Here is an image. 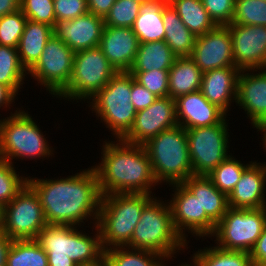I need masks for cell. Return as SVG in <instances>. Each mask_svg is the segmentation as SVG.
Wrapping results in <instances>:
<instances>
[{
	"mask_svg": "<svg viewBox=\"0 0 266 266\" xmlns=\"http://www.w3.org/2000/svg\"><path fill=\"white\" fill-rule=\"evenodd\" d=\"M27 183L40 199L47 224L75 226L94 212L98 219L102 195L93 168L65 179L30 178Z\"/></svg>",
	"mask_w": 266,
	"mask_h": 266,
	"instance_id": "1",
	"label": "cell"
},
{
	"mask_svg": "<svg viewBox=\"0 0 266 266\" xmlns=\"http://www.w3.org/2000/svg\"><path fill=\"white\" fill-rule=\"evenodd\" d=\"M119 141L117 144L106 142L101 165L93 167L101 195L151 194V186L158 182L144 146Z\"/></svg>",
	"mask_w": 266,
	"mask_h": 266,
	"instance_id": "2",
	"label": "cell"
},
{
	"mask_svg": "<svg viewBox=\"0 0 266 266\" xmlns=\"http://www.w3.org/2000/svg\"><path fill=\"white\" fill-rule=\"evenodd\" d=\"M94 238L74 226L47 224L36 241L48 256V266H95L104 261L100 232Z\"/></svg>",
	"mask_w": 266,
	"mask_h": 266,
	"instance_id": "3",
	"label": "cell"
},
{
	"mask_svg": "<svg viewBox=\"0 0 266 266\" xmlns=\"http://www.w3.org/2000/svg\"><path fill=\"white\" fill-rule=\"evenodd\" d=\"M150 195L114 193L101 197L95 225L104 251L106 246H126L131 241L143 208L152 200Z\"/></svg>",
	"mask_w": 266,
	"mask_h": 266,
	"instance_id": "4",
	"label": "cell"
},
{
	"mask_svg": "<svg viewBox=\"0 0 266 266\" xmlns=\"http://www.w3.org/2000/svg\"><path fill=\"white\" fill-rule=\"evenodd\" d=\"M157 182L182 183L193 175L186 129H166L143 144Z\"/></svg>",
	"mask_w": 266,
	"mask_h": 266,
	"instance_id": "5",
	"label": "cell"
},
{
	"mask_svg": "<svg viewBox=\"0 0 266 266\" xmlns=\"http://www.w3.org/2000/svg\"><path fill=\"white\" fill-rule=\"evenodd\" d=\"M163 205L153 198L143 208L131 241L126 245L128 248L153 251L169 258L175 249L186 245V240L175 230L170 205Z\"/></svg>",
	"mask_w": 266,
	"mask_h": 266,
	"instance_id": "6",
	"label": "cell"
},
{
	"mask_svg": "<svg viewBox=\"0 0 266 266\" xmlns=\"http://www.w3.org/2000/svg\"><path fill=\"white\" fill-rule=\"evenodd\" d=\"M92 98V109L122 139L133 126L137 113L131 103V74L117 72Z\"/></svg>",
	"mask_w": 266,
	"mask_h": 266,
	"instance_id": "7",
	"label": "cell"
},
{
	"mask_svg": "<svg viewBox=\"0 0 266 266\" xmlns=\"http://www.w3.org/2000/svg\"><path fill=\"white\" fill-rule=\"evenodd\" d=\"M117 72L99 46L75 52L71 79L58 96L76 100L90 99Z\"/></svg>",
	"mask_w": 266,
	"mask_h": 266,
	"instance_id": "8",
	"label": "cell"
},
{
	"mask_svg": "<svg viewBox=\"0 0 266 266\" xmlns=\"http://www.w3.org/2000/svg\"><path fill=\"white\" fill-rule=\"evenodd\" d=\"M29 114L17 112L0 121V159L46 157L51 150Z\"/></svg>",
	"mask_w": 266,
	"mask_h": 266,
	"instance_id": "9",
	"label": "cell"
},
{
	"mask_svg": "<svg viewBox=\"0 0 266 266\" xmlns=\"http://www.w3.org/2000/svg\"><path fill=\"white\" fill-rule=\"evenodd\" d=\"M266 226V207L259 209H227L216 224L218 247L250 253Z\"/></svg>",
	"mask_w": 266,
	"mask_h": 266,
	"instance_id": "10",
	"label": "cell"
},
{
	"mask_svg": "<svg viewBox=\"0 0 266 266\" xmlns=\"http://www.w3.org/2000/svg\"><path fill=\"white\" fill-rule=\"evenodd\" d=\"M47 225L36 191L26 183L3 208L1 232L12 240H36Z\"/></svg>",
	"mask_w": 266,
	"mask_h": 266,
	"instance_id": "11",
	"label": "cell"
},
{
	"mask_svg": "<svg viewBox=\"0 0 266 266\" xmlns=\"http://www.w3.org/2000/svg\"><path fill=\"white\" fill-rule=\"evenodd\" d=\"M186 134L193 175L208 176L230 156L225 118L216 125L186 129Z\"/></svg>",
	"mask_w": 266,
	"mask_h": 266,
	"instance_id": "12",
	"label": "cell"
},
{
	"mask_svg": "<svg viewBox=\"0 0 266 266\" xmlns=\"http://www.w3.org/2000/svg\"><path fill=\"white\" fill-rule=\"evenodd\" d=\"M75 52L54 34L47 41L39 60L28 71L53 95H58L69 83Z\"/></svg>",
	"mask_w": 266,
	"mask_h": 266,
	"instance_id": "13",
	"label": "cell"
},
{
	"mask_svg": "<svg viewBox=\"0 0 266 266\" xmlns=\"http://www.w3.org/2000/svg\"><path fill=\"white\" fill-rule=\"evenodd\" d=\"M177 125L175 99L170 96L158 97L152 105L137 111L133 126L122 140L143 145L152 137Z\"/></svg>",
	"mask_w": 266,
	"mask_h": 266,
	"instance_id": "14",
	"label": "cell"
},
{
	"mask_svg": "<svg viewBox=\"0 0 266 266\" xmlns=\"http://www.w3.org/2000/svg\"><path fill=\"white\" fill-rule=\"evenodd\" d=\"M235 67L246 70L266 68V26L228 24Z\"/></svg>",
	"mask_w": 266,
	"mask_h": 266,
	"instance_id": "15",
	"label": "cell"
},
{
	"mask_svg": "<svg viewBox=\"0 0 266 266\" xmlns=\"http://www.w3.org/2000/svg\"><path fill=\"white\" fill-rule=\"evenodd\" d=\"M173 186H176V191L169 205L173 224L178 234L185 240L182 229L185 230L186 227L197 236L212 235L216 224L202 209L199 198L195 197L182 183H175Z\"/></svg>",
	"mask_w": 266,
	"mask_h": 266,
	"instance_id": "16",
	"label": "cell"
},
{
	"mask_svg": "<svg viewBox=\"0 0 266 266\" xmlns=\"http://www.w3.org/2000/svg\"><path fill=\"white\" fill-rule=\"evenodd\" d=\"M190 58L203 73L217 68L235 67L229 28L217 25L213 30L198 36Z\"/></svg>",
	"mask_w": 266,
	"mask_h": 266,
	"instance_id": "17",
	"label": "cell"
},
{
	"mask_svg": "<svg viewBox=\"0 0 266 266\" xmlns=\"http://www.w3.org/2000/svg\"><path fill=\"white\" fill-rule=\"evenodd\" d=\"M104 26V18L88 12L72 20H58L53 33L78 52L99 46Z\"/></svg>",
	"mask_w": 266,
	"mask_h": 266,
	"instance_id": "18",
	"label": "cell"
},
{
	"mask_svg": "<svg viewBox=\"0 0 266 266\" xmlns=\"http://www.w3.org/2000/svg\"><path fill=\"white\" fill-rule=\"evenodd\" d=\"M140 42L130 27L104 26L99 47L118 72H129Z\"/></svg>",
	"mask_w": 266,
	"mask_h": 266,
	"instance_id": "19",
	"label": "cell"
},
{
	"mask_svg": "<svg viewBox=\"0 0 266 266\" xmlns=\"http://www.w3.org/2000/svg\"><path fill=\"white\" fill-rule=\"evenodd\" d=\"M175 108L177 123L185 129L216 125L226 118V114L210 103L200 90L177 97Z\"/></svg>",
	"mask_w": 266,
	"mask_h": 266,
	"instance_id": "20",
	"label": "cell"
},
{
	"mask_svg": "<svg viewBox=\"0 0 266 266\" xmlns=\"http://www.w3.org/2000/svg\"><path fill=\"white\" fill-rule=\"evenodd\" d=\"M266 182V165L251 162L243 171L234 190L228 196L231 208L259 209L266 207L264 187Z\"/></svg>",
	"mask_w": 266,
	"mask_h": 266,
	"instance_id": "21",
	"label": "cell"
},
{
	"mask_svg": "<svg viewBox=\"0 0 266 266\" xmlns=\"http://www.w3.org/2000/svg\"><path fill=\"white\" fill-rule=\"evenodd\" d=\"M236 103L247 111L253 126L266 121V70L251 75L240 70Z\"/></svg>",
	"mask_w": 266,
	"mask_h": 266,
	"instance_id": "22",
	"label": "cell"
},
{
	"mask_svg": "<svg viewBox=\"0 0 266 266\" xmlns=\"http://www.w3.org/2000/svg\"><path fill=\"white\" fill-rule=\"evenodd\" d=\"M239 72L237 67H224L204 72L202 75L200 91L210 103L225 114L232 96L236 101Z\"/></svg>",
	"mask_w": 266,
	"mask_h": 266,
	"instance_id": "23",
	"label": "cell"
},
{
	"mask_svg": "<svg viewBox=\"0 0 266 266\" xmlns=\"http://www.w3.org/2000/svg\"><path fill=\"white\" fill-rule=\"evenodd\" d=\"M182 184L199 198L206 215L217 224L229 208L228 196L220 192L206 175H192Z\"/></svg>",
	"mask_w": 266,
	"mask_h": 266,
	"instance_id": "24",
	"label": "cell"
},
{
	"mask_svg": "<svg viewBox=\"0 0 266 266\" xmlns=\"http://www.w3.org/2000/svg\"><path fill=\"white\" fill-rule=\"evenodd\" d=\"M53 34L52 26L27 20L17 46L20 62L27 71L39 60L47 41Z\"/></svg>",
	"mask_w": 266,
	"mask_h": 266,
	"instance_id": "25",
	"label": "cell"
},
{
	"mask_svg": "<svg viewBox=\"0 0 266 266\" xmlns=\"http://www.w3.org/2000/svg\"><path fill=\"white\" fill-rule=\"evenodd\" d=\"M162 19L165 43L177 57H190L197 37L185 26L169 3L163 8Z\"/></svg>",
	"mask_w": 266,
	"mask_h": 266,
	"instance_id": "26",
	"label": "cell"
},
{
	"mask_svg": "<svg viewBox=\"0 0 266 266\" xmlns=\"http://www.w3.org/2000/svg\"><path fill=\"white\" fill-rule=\"evenodd\" d=\"M167 0L141 3L140 12L132 26L140 43L164 40L163 8Z\"/></svg>",
	"mask_w": 266,
	"mask_h": 266,
	"instance_id": "27",
	"label": "cell"
},
{
	"mask_svg": "<svg viewBox=\"0 0 266 266\" xmlns=\"http://www.w3.org/2000/svg\"><path fill=\"white\" fill-rule=\"evenodd\" d=\"M203 72L190 57H177L169 69L168 96H179L199 91Z\"/></svg>",
	"mask_w": 266,
	"mask_h": 266,
	"instance_id": "28",
	"label": "cell"
},
{
	"mask_svg": "<svg viewBox=\"0 0 266 266\" xmlns=\"http://www.w3.org/2000/svg\"><path fill=\"white\" fill-rule=\"evenodd\" d=\"M177 56L162 41L140 43L134 63L129 72H146L150 70H169Z\"/></svg>",
	"mask_w": 266,
	"mask_h": 266,
	"instance_id": "29",
	"label": "cell"
},
{
	"mask_svg": "<svg viewBox=\"0 0 266 266\" xmlns=\"http://www.w3.org/2000/svg\"><path fill=\"white\" fill-rule=\"evenodd\" d=\"M168 3L196 37L213 30L217 26L208 15L202 0H169Z\"/></svg>",
	"mask_w": 266,
	"mask_h": 266,
	"instance_id": "30",
	"label": "cell"
},
{
	"mask_svg": "<svg viewBox=\"0 0 266 266\" xmlns=\"http://www.w3.org/2000/svg\"><path fill=\"white\" fill-rule=\"evenodd\" d=\"M6 266H48V256L36 240H13Z\"/></svg>",
	"mask_w": 266,
	"mask_h": 266,
	"instance_id": "31",
	"label": "cell"
},
{
	"mask_svg": "<svg viewBox=\"0 0 266 266\" xmlns=\"http://www.w3.org/2000/svg\"><path fill=\"white\" fill-rule=\"evenodd\" d=\"M193 259L196 266H254L250 253L217 246L198 251Z\"/></svg>",
	"mask_w": 266,
	"mask_h": 266,
	"instance_id": "32",
	"label": "cell"
},
{
	"mask_svg": "<svg viewBox=\"0 0 266 266\" xmlns=\"http://www.w3.org/2000/svg\"><path fill=\"white\" fill-rule=\"evenodd\" d=\"M124 249L125 246L109 247V249L104 251V261L109 266H164L160 261H156L155 258H160L159 260H161V258L165 257L156 252L133 248L131 249L132 251H125Z\"/></svg>",
	"mask_w": 266,
	"mask_h": 266,
	"instance_id": "33",
	"label": "cell"
},
{
	"mask_svg": "<svg viewBox=\"0 0 266 266\" xmlns=\"http://www.w3.org/2000/svg\"><path fill=\"white\" fill-rule=\"evenodd\" d=\"M27 70L20 62L17 48L0 45V83L8 86L15 94L23 84Z\"/></svg>",
	"mask_w": 266,
	"mask_h": 266,
	"instance_id": "34",
	"label": "cell"
},
{
	"mask_svg": "<svg viewBox=\"0 0 266 266\" xmlns=\"http://www.w3.org/2000/svg\"><path fill=\"white\" fill-rule=\"evenodd\" d=\"M243 165L238 160L229 156L222 161L209 175L208 177L213 181L214 186L227 196L234 190L237 182L243 171L249 166Z\"/></svg>",
	"mask_w": 266,
	"mask_h": 266,
	"instance_id": "35",
	"label": "cell"
},
{
	"mask_svg": "<svg viewBox=\"0 0 266 266\" xmlns=\"http://www.w3.org/2000/svg\"><path fill=\"white\" fill-rule=\"evenodd\" d=\"M231 24L266 26V0H235Z\"/></svg>",
	"mask_w": 266,
	"mask_h": 266,
	"instance_id": "36",
	"label": "cell"
},
{
	"mask_svg": "<svg viewBox=\"0 0 266 266\" xmlns=\"http://www.w3.org/2000/svg\"><path fill=\"white\" fill-rule=\"evenodd\" d=\"M140 6L141 3L135 0H116L104 18L105 26L132 28Z\"/></svg>",
	"mask_w": 266,
	"mask_h": 266,
	"instance_id": "37",
	"label": "cell"
},
{
	"mask_svg": "<svg viewBox=\"0 0 266 266\" xmlns=\"http://www.w3.org/2000/svg\"><path fill=\"white\" fill-rule=\"evenodd\" d=\"M27 17L19 9L0 17V45L17 48L24 32Z\"/></svg>",
	"mask_w": 266,
	"mask_h": 266,
	"instance_id": "38",
	"label": "cell"
},
{
	"mask_svg": "<svg viewBox=\"0 0 266 266\" xmlns=\"http://www.w3.org/2000/svg\"><path fill=\"white\" fill-rule=\"evenodd\" d=\"M16 174L13 164L0 159V204L7 205L27 183Z\"/></svg>",
	"mask_w": 266,
	"mask_h": 266,
	"instance_id": "39",
	"label": "cell"
},
{
	"mask_svg": "<svg viewBox=\"0 0 266 266\" xmlns=\"http://www.w3.org/2000/svg\"><path fill=\"white\" fill-rule=\"evenodd\" d=\"M20 10L27 19L55 27L53 0H20Z\"/></svg>",
	"mask_w": 266,
	"mask_h": 266,
	"instance_id": "40",
	"label": "cell"
},
{
	"mask_svg": "<svg viewBox=\"0 0 266 266\" xmlns=\"http://www.w3.org/2000/svg\"><path fill=\"white\" fill-rule=\"evenodd\" d=\"M136 82L147 88L157 97L168 96L169 70H150L146 72H129Z\"/></svg>",
	"mask_w": 266,
	"mask_h": 266,
	"instance_id": "41",
	"label": "cell"
},
{
	"mask_svg": "<svg viewBox=\"0 0 266 266\" xmlns=\"http://www.w3.org/2000/svg\"><path fill=\"white\" fill-rule=\"evenodd\" d=\"M202 3L216 25L226 26L232 23L235 0H202Z\"/></svg>",
	"mask_w": 266,
	"mask_h": 266,
	"instance_id": "42",
	"label": "cell"
},
{
	"mask_svg": "<svg viewBox=\"0 0 266 266\" xmlns=\"http://www.w3.org/2000/svg\"><path fill=\"white\" fill-rule=\"evenodd\" d=\"M56 22L72 20L88 13L87 0H53Z\"/></svg>",
	"mask_w": 266,
	"mask_h": 266,
	"instance_id": "43",
	"label": "cell"
},
{
	"mask_svg": "<svg viewBox=\"0 0 266 266\" xmlns=\"http://www.w3.org/2000/svg\"><path fill=\"white\" fill-rule=\"evenodd\" d=\"M157 98L147 88L136 82L134 76L131 74V103L134 105L136 111L149 107Z\"/></svg>",
	"mask_w": 266,
	"mask_h": 266,
	"instance_id": "44",
	"label": "cell"
},
{
	"mask_svg": "<svg viewBox=\"0 0 266 266\" xmlns=\"http://www.w3.org/2000/svg\"><path fill=\"white\" fill-rule=\"evenodd\" d=\"M254 266H266V226L250 252Z\"/></svg>",
	"mask_w": 266,
	"mask_h": 266,
	"instance_id": "45",
	"label": "cell"
},
{
	"mask_svg": "<svg viewBox=\"0 0 266 266\" xmlns=\"http://www.w3.org/2000/svg\"><path fill=\"white\" fill-rule=\"evenodd\" d=\"M116 0H87L88 11L105 18Z\"/></svg>",
	"mask_w": 266,
	"mask_h": 266,
	"instance_id": "46",
	"label": "cell"
},
{
	"mask_svg": "<svg viewBox=\"0 0 266 266\" xmlns=\"http://www.w3.org/2000/svg\"><path fill=\"white\" fill-rule=\"evenodd\" d=\"M13 240L6 234L0 232V266H6L8 251Z\"/></svg>",
	"mask_w": 266,
	"mask_h": 266,
	"instance_id": "47",
	"label": "cell"
},
{
	"mask_svg": "<svg viewBox=\"0 0 266 266\" xmlns=\"http://www.w3.org/2000/svg\"><path fill=\"white\" fill-rule=\"evenodd\" d=\"M20 9V0H0V17Z\"/></svg>",
	"mask_w": 266,
	"mask_h": 266,
	"instance_id": "48",
	"label": "cell"
},
{
	"mask_svg": "<svg viewBox=\"0 0 266 266\" xmlns=\"http://www.w3.org/2000/svg\"><path fill=\"white\" fill-rule=\"evenodd\" d=\"M15 96L16 94L8 86L0 83V107L11 104Z\"/></svg>",
	"mask_w": 266,
	"mask_h": 266,
	"instance_id": "49",
	"label": "cell"
},
{
	"mask_svg": "<svg viewBox=\"0 0 266 266\" xmlns=\"http://www.w3.org/2000/svg\"><path fill=\"white\" fill-rule=\"evenodd\" d=\"M255 128L261 130V132L262 131L265 132L263 134L264 137L262 139H263V142H264V145H265L264 147L266 148V121L255 125Z\"/></svg>",
	"mask_w": 266,
	"mask_h": 266,
	"instance_id": "50",
	"label": "cell"
},
{
	"mask_svg": "<svg viewBox=\"0 0 266 266\" xmlns=\"http://www.w3.org/2000/svg\"><path fill=\"white\" fill-rule=\"evenodd\" d=\"M3 208L4 206L0 204V232L2 229V225H3Z\"/></svg>",
	"mask_w": 266,
	"mask_h": 266,
	"instance_id": "51",
	"label": "cell"
},
{
	"mask_svg": "<svg viewBox=\"0 0 266 266\" xmlns=\"http://www.w3.org/2000/svg\"><path fill=\"white\" fill-rule=\"evenodd\" d=\"M140 3H145V2H152V1H158V0H135Z\"/></svg>",
	"mask_w": 266,
	"mask_h": 266,
	"instance_id": "52",
	"label": "cell"
},
{
	"mask_svg": "<svg viewBox=\"0 0 266 266\" xmlns=\"http://www.w3.org/2000/svg\"><path fill=\"white\" fill-rule=\"evenodd\" d=\"M95 266H104V261L103 262H101L100 264H98V265H95Z\"/></svg>",
	"mask_w": 266,
	"mask_h": 266,
	"instance_id": "53",
	"label": "cell"
}]
</instances>
